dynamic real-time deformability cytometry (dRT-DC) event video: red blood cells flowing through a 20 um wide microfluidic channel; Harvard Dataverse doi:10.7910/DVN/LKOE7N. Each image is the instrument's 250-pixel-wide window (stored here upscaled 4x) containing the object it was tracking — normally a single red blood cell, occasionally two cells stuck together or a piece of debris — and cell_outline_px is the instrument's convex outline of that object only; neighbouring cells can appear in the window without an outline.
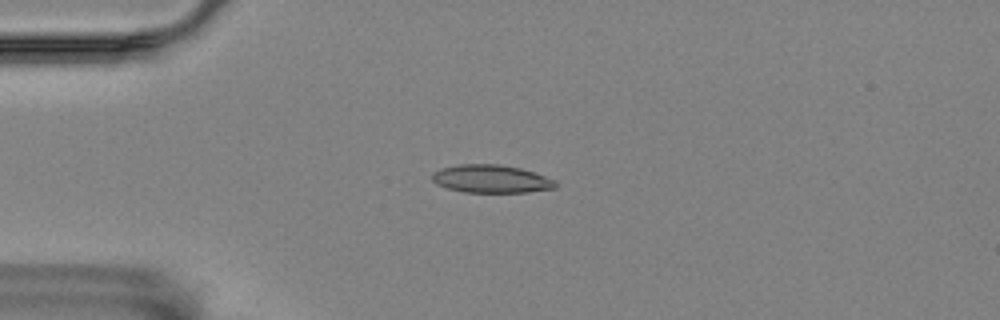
{"species": "Egyptian fruit bat (a non-hibernating species)", "species_latin": "Rousettus aegyptiacus", "temperature_condition": "room temperature", "stored_images_in_passage": 24, "camera_frame_rate_fps": 3000, "um_per_image_px": 0.085, "animal": {"sex": "female"}, "frame": {"image": 1, "passage_image": 14, "time_ms": 4.333, "image_size_px": [1000, 320], "cell_outline_px": [[560, 184], [556, 188], [528, 192], [464, 192], [448, 188], [436, 184], [432, 180], [432, 172], [440, 168], [456, 164], [500, 164], [520, 168], [556, 180]], "centroid_in_image_um": [41.75, 15.2], "position_along_channel_um": 43.3, "area_um2": 20.29}}
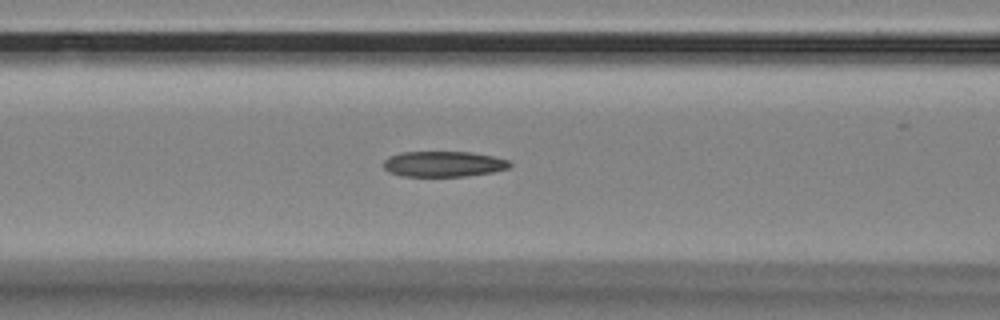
{"frame": {"image": 2, "passage_image": 23, "time_ms": 7.333, "image_size_px": [1000, 320], "cell_outline_px": [[512, 164], [508, 168], [492, 172], [468, 176], [400, 176], [388, 172], [384, 168], [384, 160], [388, 156], [404, 152], [472, 152], [492, 156], [508, 160]], "centroid_in_image_um": [37.68, 13.94], "position_along_channel_um": 128.9, "area_um2": 18.84}}